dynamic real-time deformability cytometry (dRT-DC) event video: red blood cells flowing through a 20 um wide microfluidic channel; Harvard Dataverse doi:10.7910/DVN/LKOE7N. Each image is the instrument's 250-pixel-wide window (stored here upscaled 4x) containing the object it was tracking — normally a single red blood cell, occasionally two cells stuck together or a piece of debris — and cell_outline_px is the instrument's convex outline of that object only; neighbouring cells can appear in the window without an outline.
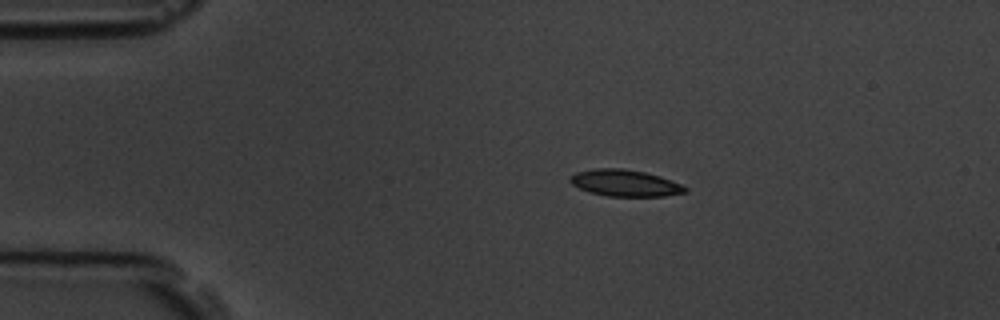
{"species": "common noctule bat (a hibernating species)", "species_latin": "Nyctalus noctula", "temperature_condition": "room temperature", "stored_images_in_passage": 9, "camera_frame_rate_fps": 3000, "um_per_image_px": 0.085, "animal": {"sex": "male", "body_mass_g": 19.5, "forearm_length_mm": 54.6}, "frame": {"image": 1, "passage_image": 1, "time_ms": 0.0, "image_size_px": [1000, 320], "cell_outline_px": [[688, 192], [664, 196], [608, 196], [588, 192], [572, 184], [568, 180], [576, 172], [596, 168], [620, 168], [644, 172], [660, 176], [680, 184], [688, 188]], "centroid_in_image_um": [53.13, 15.56], "position_along_channel_um": 31.9, "area_um2": 17.74}}
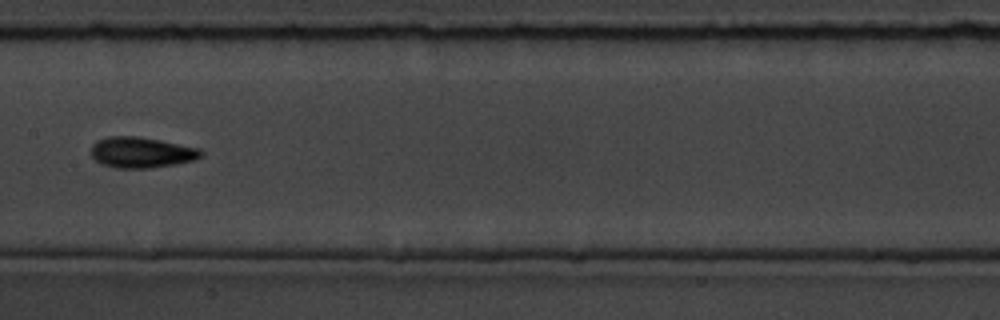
{"frame": {"image": 2, "passage_image": 6, "time_ms": 5.667, "image_size_px": [1000, 320], "cell_outline_px": [[204, 156], [196, 160], [176, 164], [148, 168], [116, 168], [100, 164], [88, 152], [92, 144], [96, 140], [108, 136], [136, 136], [160, 140], [200, 148], [204, 152]], "centroid_in_image_um": [12.01, 12.95], "position_along_channel_um": 195.4, "area_um2": 20.11}}
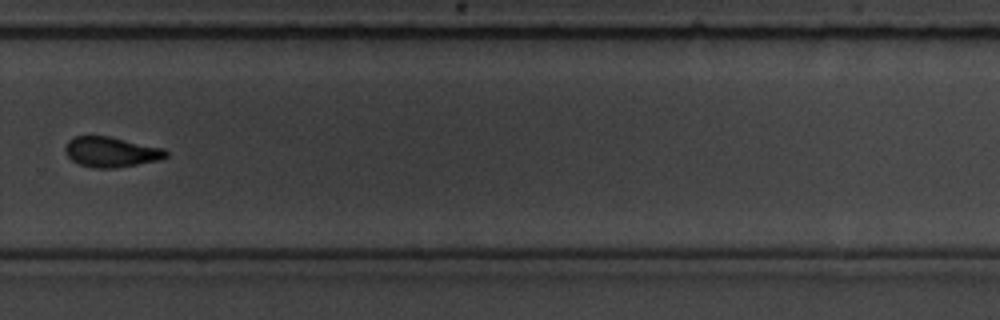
{"frame": {"image": 3, "passage_image": 9, "time_ms": 9.0, "image_size_px": [1000, 320], "cell_outline_px": [[168, 156], [160, 160], [112, 168], [92, 168], [80, 164], [72, 160], [68, 156], [64, 148], [68, 140], [76, 136], [108, 136], [164, 148], [168, 152]], "centroid_in_image_um": [9.45, 12.91], "position_along_channel_um": 320.4, "area_um2": 17.63}}